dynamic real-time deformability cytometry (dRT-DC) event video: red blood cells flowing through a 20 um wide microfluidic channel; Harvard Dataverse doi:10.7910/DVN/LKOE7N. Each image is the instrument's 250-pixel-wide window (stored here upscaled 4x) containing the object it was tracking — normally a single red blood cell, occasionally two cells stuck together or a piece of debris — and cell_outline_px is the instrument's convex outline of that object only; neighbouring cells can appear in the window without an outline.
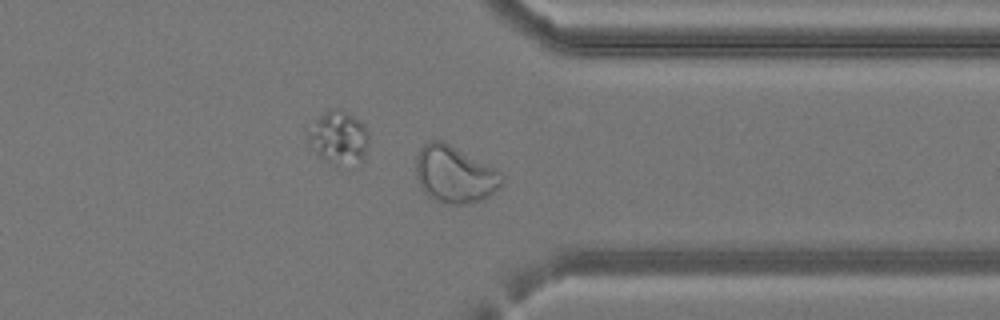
{"species": "common noctule bat (a hibernating species)", "species_latin": "Nyctalus noctula", "temperature_condition": "cold", "stored_images_in_passage": 28, "camera_frame_rate_fps": 3000, "um_per_image_px": 0.085, "animal": {"sex": "female", "body_mass_g": 24.6, "forearm_length_mm": 56.2}, "frame": {"image": 1, "passage_image": 20, "time_ms": 6.333, "image_size_px": [1000, 320], "cell_outline_px": [[504, 184], [500, 188], [484, 200], [464, 204], [444, 204], [428, 196], [420, 188], [416, 176], [416, 156], [420, 148], [424, 144], [432, 140], [440, 140], [448, 144], [500, 172], [504, 176]], "centroid_in_image_um": [38.63, 14.87], "position_along_channel_um": 372.8, "area_um2": 28.44}}